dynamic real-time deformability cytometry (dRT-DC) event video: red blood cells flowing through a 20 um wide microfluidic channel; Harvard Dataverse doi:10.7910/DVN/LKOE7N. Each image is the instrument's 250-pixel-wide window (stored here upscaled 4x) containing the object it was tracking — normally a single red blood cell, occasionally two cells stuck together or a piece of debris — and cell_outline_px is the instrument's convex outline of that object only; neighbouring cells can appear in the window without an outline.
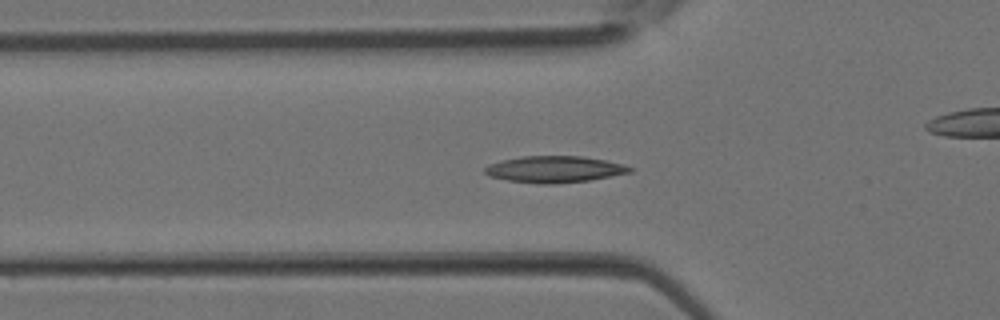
{"species": "Egyptian fruit bat (a non-hibernating species)", "species_latin": "Rousettus aegyptiacus", "temperature_condition": "room temperature", "stored_images_in_passage": 39, "camera_frame_rate_fps": 3000, "um_per_image_px": 0.085, "animal": {"sex": "female"}, "frame": {"image": 1, "passage_image": 13, "time_ms": 4.0, "image_size_px": [1000, 320], "cell_outline_px": [[636, 168], [632, 172], [588, 180], [552, 184], [540, 184], [508, 180], [488, 176], [484, 172], [484, 168], [488, 164], [520, 156], [580, 156], [604, 160], [624, 164]], "centroid_in_image_um": [47.13, 14.38], "position_along_channel_um": 78.7, "area_um2": 22.37}}
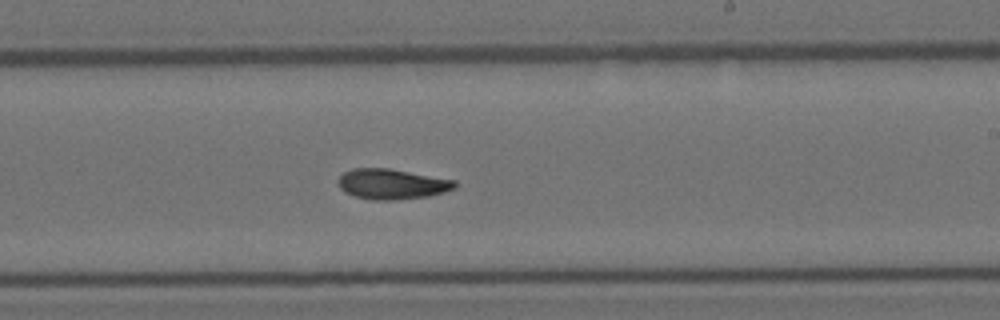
{"frame": {"image": 2, "passage_image": 23, "time_ms": 7.333, "image_size_px": [1000, 320], "cell_outline_px": [[456, 188], [444, 192], [428, 196], [396, 200], [372, 200], [356, 196], [344, 192], [340, 188], [336, 180], [344, 172], [352, 168], [388, 168], [456, 180]], "centroid_in_image_um": [33.3, 15.64], "position_along_channel_um": 255.7, "area_um2": 20.69}}
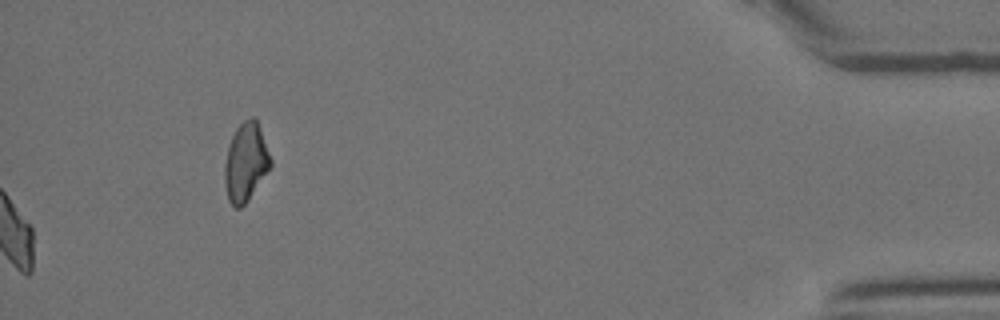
{"frame": {"image": 3, "passage_image": 39, "time_ms": 12.667, "image_size_px": [1000, 320], "cell_outline_px": [[272, 168], [248, 200], [240, 208], [236, 208], [228, 200], [224, 184], [224, 164], [228, 144], [236, 128], [244, 120], [252, 116], [256, 120], [272, 160]], "centroid_in_image_um": [20.88, 13.82], "position_along_channel_um": 414.3, "area_um2": 21.15}}